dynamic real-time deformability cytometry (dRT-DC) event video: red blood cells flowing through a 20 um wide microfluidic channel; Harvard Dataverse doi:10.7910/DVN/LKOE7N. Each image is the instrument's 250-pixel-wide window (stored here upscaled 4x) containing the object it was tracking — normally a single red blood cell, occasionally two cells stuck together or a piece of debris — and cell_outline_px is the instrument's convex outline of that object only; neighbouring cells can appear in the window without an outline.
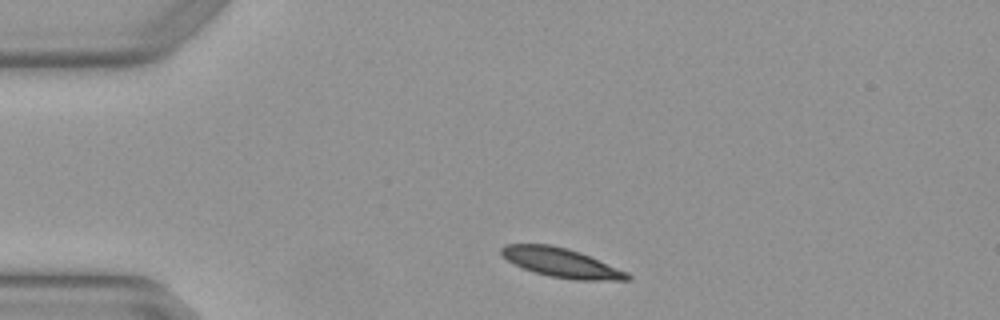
{"species": "Egyptian fruit bat (a non-hibernating species)", "species_latin": "Rousettus aegyptiacus", "temperature_condition": "warm", "stored_images_in_passage": 2, "camera_frame_rate_fps": 3000, "um_per_image_px": 0.085, "animal": {"sex": "female"}, "frame": {"image": 1, "passage_image": 1, "time_ms": 0.0, "image_size_px": [1000, 320], "cell_outline_px": [[632, 280], [572, 280], [548, 276], [512, 264], [500, 256], [500, 248], [504, 244], [548, 244], [568, 248], [580, 252], [628, 272], [632, 276]], "centroid_in_image_um": [47.68, 22.33], "position_along_channel_um": 37.3, "area_um2": 21.68}}